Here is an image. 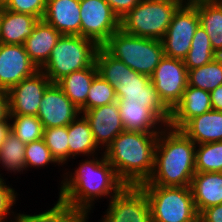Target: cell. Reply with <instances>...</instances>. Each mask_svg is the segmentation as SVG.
Wrapping results in <instances>:
<instances>
[{
    "label": "cell",
    "mask_w": 222,
    "mask_h": 222,
    "mask_svg": "<svg viewBox=\"0 0 222 222\" xmlns=\"http://www.w3.org/2000/svg\"><path fill=\"white\" fill-rule=\"evenodd\" d=\"M65 176L61 182L59 198L87 213L92 210L96 198L109 195L112 198L126 186L105 155L100 159H85L74 173Z\"/></svg>",
    "instance_id": "obj_1"
},
{
    "label": "cell",
    "mask_w": 222,
    "mask_h": 222,
    "mask_svg": "<svg viewBox=\"0 0 222 222\" xmlns=\"http://www.w3.org/2000/svg\"><path fill=\"white\" fill-rule=\"evenodd\" d=\"M167 127L159 133L154 171L148 182L165 187L190 186L195 174L196 144L181 129Z\"/></svg>",
    "instance_id": "obj_2"
},
{
    "label": "cell",
    "mask_w": 222,
    "mask_h": 222,
    "mask_svg": "<svg viewBox=\"0 0 222 222\" xmlns=\"http://www.w3.org/2000/svg\"><path fill=\"white\" fill-rule=\"evenodd\" d=\"M158 136L123 131L105 149V158L126 185L139 186L152 176Z\"/></svg>",
    "instance_id": "obj_3"
},
{
    "label": "cell",
    "mask_w": 222,
    "mask_h": 222,
    "mask_svg": "<svg viewBox=\"0 0 222 222\" xmlns=\"http://www.w3.org/2000/svg\"><path fill=\"white\" fill-rule=\"evenodd\" d=\"M101 47L132 70L149 77L164 57L161 40L131 35L121 28Z\"/></svg>",
    "instance_id": "obj_4"
},
{
    "label": "cell",
    "mask_w": 222,
    "mask_h": 222,
    "mask_svg": "<svg viewBox=\"0 0 222 222\" xmlns=\"http://www.w3.org/2000/svg\"><path fill=\"white\" fill-rule=\"evenodd\" d=\"M98 48L94 41L81 35H61L40 70L51 83H57L72 72L91 67Z\"/></svg>",
    "instance_id": "obj_5"
},
{
    "label": "cell",
    "mask_w": 222,
    "mask_h": 222,
    "mask_svg": "<svg viewBox=\"0 0 222 222\" xmlns=\"http://www.w3.org/2000/svg\"><path fill=\"white\" fill-rule=\"evenodd\" d=\"M187 0H141L120 19V28L131 35L161 40L173 15Z\"/></svg>",
    "instance_id": "obj_6"
},
{
    "label": "cell",
    "mask_w": 222,
    "mask_h": 222,
    "mask_svg": "<svg viewBox=\"0 0 222 222\" xmlns=\"http://www.w3.org/2000/svg\"><path fill=\"white\" fill-rule=\"evenodd\" d=\"M147 195L152 222H198L190 186L139 185Z\"/></svg>",
    "instance_id": "obj_7"
},
{
    "label": "cell",
    "mask_w": 222,
    "mask_h": 222,
    "mask_svg": "<svg viewBox=\"0 0 222 222\" xmlns=\"http://www.w3.org/2000/svg\"><path fill=\"white\" fill-rule=\"evenodd\" d=\"M199 25L196 7L190 1L184 2L173 15L161 39L164 56L183 60L191 48L194 33Z\"/></svg>",
    "instance_id": "obj_8"
},
{
    "label": "cell",
    "mask_w": 222,
    "mask_h": 222,
    "mask_svg": "<svg viewBox=\"0 0 222 222\" xmlns=\"http://www.w3.org/2000/svg\"><path fill=\"white\" fill-rule=\"evenodd\" d=\"M117 100L128 103L145 104L167 126L171 118V110L160 99L151 77L140 74L126 65V77L121 84L114 87Z\"/></svg>",
    "instance_id": "obj_9"
},
{
    "label": "cell",
    "mask_w": 222,
    "mask_h": 222,
    "mask_svg": "<svg viewBox=\"0 0 222 222\" xmlns=\"http://www.w3.org/2000/svg\"><path fill=\"white\" fill-rule=\"evenodd\" d=\"M80 35L101 47L120 29V19L105 0H80Z\"/></svg>",
    "instance_id": "obj_10"
},
{
    "label": "cell",
    "mask_w": 222,
    "mask_h": 222,
    "mask_svg": "<svg viewBox=\"0 0 222 222\" xmlns=\"http://www.w3.org/2000/svg\"><path fill=\"white\" fill-rule=\"evenodd\" d=\"M110 200L101 222H152L149 201L140 186L126 185Z\"/></svg>",
    "instance_id": "obj_11"
},
{
    "label": "cell",
    "mask_w": 222,
    "mask_h": 222,
    "mask_svg": "<svg viewBox=\"0 0 222 222\" xmlns=\"http://www.w3.org/2000/svg\"><path fill=\"white\" fill-rule=\"evenodd\" d=\"M188 70L182 59L164 56L151 76V82L163 101L172 110L181 100L188 85Z\"/></svg>",
    "instance_id": "obj_12"
},
{
    "label": "cell",
    "mask_w": 222,
    "mask_h": 222,
    "mask_svg": "<svg viewBox=\"0 0 222 222\" xmlns=\"http://www.w3.org/2000/svg\"><path fill=\"white\" fill-rule=\"evenodd\" d=\"M51 84L41 70L16 84L8 91L9 114L37 116L43 95Z\"/></svg>",
    "instance_id": "obj_13"
},
{
    "label": "cell",
    "mask_w": 222,
    "mask_h": 222,
    "mask_svg": "<svg viewBox=\"0 0 222 222\" xmlns=\"http://www.w3.org/2000/svg\"><path fill=\"white\" fill-rule=\"evenodd\" d=\"M39 69L30 60L24 45L0 43V90L9 91Z\"/></svg>",
    "instance_id": "obj_14"
},
{
    "label": "cell",
    "mask_w": 222,
    "mask_h": 222,
    "mask_svg": "<svg viewBox=\"0 0 222 222\" xmlns=\"http://www.w3.org/2000/svg\"><path fill=\"white\" fill-rule=\"evenodd\" d=\"M81 114L62 89L52 83L45 91L38 109L43 128L68 126Z\"/></svg>",
    "instance_id": "obj_15"
},
{
    "label": "cell",
    "mask_w": 222,
    "mask_h": 222,
    "mask_svg": "<svg viewBox=\"0 0 222 222\" xmlns=\"http://www.w3.org/2000/svg\"><path fill=\"white\" fill-rule=\"evenodd\" d=\"M81 114L88 121L98 148L103 145L106 149L121 132L125 131L118 101L81 112Z\"/></svg>",
    "instance_id": "obj_16"
},
{
    "label": "cell",
    "mask_w": 222,
    "mask_h": 222,
    "mask_svg": "<svg viewBox=\"0 0 222 222\" xmlns=\"http://www.w3.org/2000/svg\"><path fill=\"white\" fill-rule=\"evenodd\" d=\"M42 19L61 35H80V0H47Z\"/></svg>",
    "instance_id": "obj_17"
},
{
    "label": "cell",
    "mask_w": 222,
    "mask_h": 222,
    "mask_svg": "<svg viewBox=\"0 0 222 222\" xmlns=\"http://www.w3.org/2000/svg\"><path fill=\"white\" fill-rule=\"evenodd\" d=\"M211 109L210 92L187 85L181 100L171 110L167 126L181 129L190 119Z\"/></svg>",
    "instance_id": "obj_18"
},
{
    "label": "cell",
    "mask_w": 222,
    "mask_h": 222,
    "mask_svg": "<svg viewBox=\"0 0 222 222\" xmlns=\"http://www.w3.org/2000/svg\"><path fill=\"white\" fill-rule=\"evenodd\" d=\"M61 34L45 20L40 19L24 42L30 60L40 70L48 61L53 47Z\"/></svg>",
    "instance_id": "obj_19"
},
{
    "label": "cell",
    "mask_w": 222,
    "mask_h": 222,
    "mask_svg": "<svg viewBox=\"0 0 222 222\" xmlns=\"http://www.w3.org/2000/svg\"><path fill=\"white\" fill-rule=\"evenodd\" d=\"M190 188L198 215L209 207L222 204L220 172H195Z\"/></svg>",
    "instance_id": "obj_20"
},
{
    "label": "cell",
    "mask_w": 222,
    "mask_h": 222,
    "mask_svg": "<svg viewBox=\"0 0 222 222\" xmlns=\"http://www.w3.org/2000/svg\"><path fill=\"white\" fill-rule=\"evenodd\" d=\"M38 21L30 14L0 7V43L23 45Z\"/></svg>",
    "instance_id": "obj_21"
},
{
    "label": "cell",
    "mask_w": 222,
    "mask_h": 222,
    "mask_svg": "<svg viewBox=\"0 0 222 222\" xmlns=\"http://www.w3.org/2000/svg\"><path fill=\"white\" fill-rule=\"evenodd\" d=\"M117 101L125 131L160 133L159 129L162 126L167 127L145 104L128 103L126 100Z\"/></svg>",
    "instance_id": "obj_22"
},
{
    "label": "cell",
    "mask_w": 222,
    "mask_h": 222,
    "mask_svg": "<svg viewBox=\"0 0 222 222\" xmlns=\"http://www.w3.org/2000/svg\"><path fill=\"white\" fill-rule=\"evenodd\" d=\"M181 130L197 145L222 141V111L211 109L195 116Z\"/></svg>",
    "instance_id": "obj_23"
},
{
    "label": "cell",
    "mask_w": 222,
    "mask_h": 222,
    "mask_svg": "<svg viewBox=\"0 0 222 222\" xmlns=\"http://www.w3.org/2000/svg\"><path fill=\"white\" fill-rule=\"evenodd\" d=\"M97 74L98 69L96 63H94L91 67L64 76L56 84L72 103L80 109V112H85L89 89Z\"/></svg>",
    "instance_id": "obj_24"
},
{
    "label": "cell",
    "mask_w": 222,
    "mask_h": 222,
    "mask_svg": "<svg viewBox=\"0 0 222 222\" xmlns=\"http://www.w3.org/2000/svg\"><path fill=\"white\" fill-rule=\"evenodd\" d=\"M197 9L200 25L210 38L211 46L222 56V10L213 0H191Z\"/></svg>",
    "instance_id": "obj_25"
},
{
    "label": "cell",
    "mask_w": 222,
    "mask_h": 222,
    "mask_svg": "<svg viewBox=\"0 0 222 222\" xmlns=\"http://www.w3.org/2000/svg\"><path fill=\"white\" fill-rule=\"evenodd\" d=\"M88 217L85 210L75 208L59 198L54 207L46 212L36 215L18 213L12 222H86Z\"/></svg>",
    "instance_id": "obj_26"
},
{
    "label": "cell",
    "mask_w": 222,
    "mask_h": 222,
    "mask_svg": "<svg viewBox=\"0 0 222 222\" xmlns=\"http://www.w3.org/2000/svg\"><path fill=\"white\" fill-rule=\"evenodd\" d=\"M68 146L69 157L84 154L86 156H94L98 146L96 145L91 127L86 118L78 116L68 125Z\"/></svg>",
    "instance_id": "obj_27"
},
{
    "label": "cell",
    "mask_w": 222,
    "mask_h": 222,
    "mask_svg": "<svg viewBox=\"0 0 222 222\" xmlns=\"http://www.w3.org/2000/svg\"><path fill=\"white\" fill-rule=\"evenodd\" d=\"M188 85L206 91H212L222 84V56L213 61L188 70Z\"/></svg>",
    "instance_id": "obj_28"
},
{
    "label": "cell",
    "mask_w": 222,
    "mask_h": 222,
    "mask_svg": "<svg viewBox=\"0 0 222 222\" xmlns=\"http://www.w3.org/2000/svg\"><path fill=\"white\" fill-rule=\"evenodd\" d=\"M25 147L26 144L10 132L0 145V163L2 167L14 173L26 170Z\"/></svg>",
    "instance_id": "obj_29"
},
{
    "label": "cell",
    "mask_w": 222,
    "mask_h": 222,
    "mask_svg": "<svg viewBox=\"0 0 222 222\" xmlns=\"http://www.w3.org/2000/svg\"><path fill=\"white\" fill-rule=\"evenodd\" d=\"M10 132L17 136L24 144L43 139L44 128L38 116L9 114Z\"/></svg>",
    "instance_id": "obj_30"
},
{
    "label": "cell",
    "mask_w": 222,
    "mask_h": 222,
    "mask_svg": "<svg viewBox=\"0 0 222 222\" xmlns=\"http://www.w3.org/2000/svg\"><path fill=\"white\" fill-rule=\"evenodd\" d=\"M221 169L222 141L196 145L195 172H220Z\"/></svg>",
    "instance_id": "obj_31"
},
{
    "label": "cell",
    "mask_w": 222,
    "mask_h": 222,
    "mask_svg": "<svg viewBox=\"0 0 222 222\" xmlns=\"http://www.w3.org/2000/svg\"><path fill=\"white\" fill-rule=\"evenodd\" d=\"M95 63L98 74L111 86L121 84L126 77V64L109 55L102 47L96 52Z\"/></svg>",
    "instance_id": "obj_32"
},
{
    "label": "cell",
    "mask_w": 222,
    "mask_h": 222,
    "mask_svg": "<svg viewBox=\"0 0 222 222\" xmlns=\"http://www.w3.org/2000/svg\"><path fill=\"white\" fill-rule=\"evenodd\" d=\"M43 140L58 164H65L69 159L68 126L44 128Z\"/></svg>",
    "instance_id": "obj_33"
},
{
    "label": "cell",
    "mask_w": 222,
    "mask_h": 222,
    "mask_svg": "<svg viewBox=\"0 0 222 222\" xmlns=\"http://www.w3.org/2000/svg\"><path fill=\"white\" fill-rule=\"evenodd\" d=\"M116 101L114 86H111L101 75L97 74L91 83L86 99V111Z\"/></svg>",
    "instance_id": "obj_34"
},
{
    "label": "cell",
    "mask_w": 222,
    "mask_h": 222,
    "mask_svg": "<svg viewBox=\"0 0 222 222\" xmlns=\"http://www.w3.org/2000/svg\"><path fill=\"white\" fill-rule=\"evenodd\" d=\"M58 163L43 139L26 144L25 164L28 167H44L49 163Z\"/></svg>",
    "instance_id": "obj_35"
},
{
    "label": "cell",
    "mask_w": 222,
    "mask_h": 222,
    "mask_svg": "<svg viewBox=\"0 0 222 222\" xmlns=\"http://www.w3.org/2000/svg\"><path fill=\"white\" fill-rule=\"evenodd\" d=\"M47 0H9L3 8L18 13L30 14L39 20L43 18Z\"/></svg>",
    "instance_id": "obj_36"
},
{
    "label": "cell",
    "mask_w": 222,
    "mask_h": 222,
    "mask_svg": "<svg viewBox=\"0 0 222 222\" xmlns=\"http://www.w3.org/2000/svg\"><path fill=\"white\" fill-rule=\"evenodd\" d=\"M216 57L218 55L213 49L190 48L183 61L187 70H191L213 61Z\"/></svg>",
    "instance_id": "obj_37"
},
{
    "label": "cell",
    "mask_w": 222,
    "mask_h": 222,
    "mask_svg": "<svg viewBox=\"0 0 222 222\" xmlns=\"http://www.w3.org/2000/svg\"><path fill=\"white\" fill-rule=\"evenodd\" d=\"M4 178H0V222H5L7 215H11L10 209L16 203V193L13 188L6 185ZM9 213V214H8Z\"/></svg>",
    "instance_id": "obj_38"
},
{
    "label": "cell",
    "mask_w": 222,
    "mask_h": 222,
    "mask_svg": "<svg viewBox=\"0 0 222 222\" xmlns=\"http://www.w3.org/2000/svg\"><path fill=\"white\" fill-rule=\"evenodd\" d=\"M113 12L121 19L131 11L141 0H105Z\"/></svg>",
    "instance_id": "obj_39"
},
{
    "label": "cell",
    "mask_w": 222,
    "mask_h": 222,
    "mask_svg": "<svg viewBox=\"0 0 222 222\" xmlns=\"http://www.w3.org/2000/svg\"><path fill=\"white\" fill-rule=\"evenodd\" d=\"M199 222H222V204L204 209L198 215Z\"/></svg>",
    "instance_id": "obj_40"
},
{
    "label": "cell",
    "mask_w": 222,
    "mask_h": 222,
    "mask_svg": "<svg viewBox=\"0 0 222 222\" xmlns=\"http://www.w3.org/2000/svg\"><path fill=\"white\" fill-rule=\"evenodd\" d=\"M191 48L213 49L210 38L201 25L198 26L194 33Z\"/></svg>",
    "instance_id": "obj_41"
},
{
    "label": "cell",
    "mask_w": 222,
    "mask_h": 222,
    "mask_svg": "<svg viewBox=\"0 0 222 222\" xmlns=\"http://www.w3.org/2000/svg\"><path fill=\"white\" fill-rule=\"evenodd\" d=\"M8 120H10L8 91L0 90V122Z\"/></svg>",
    "instance_id": "obj_42"
},
{
    "label": "cell",
    "mask_w": 222,
    "mask_h": 222,
    "mask_svg": "<svg viewBox=\"0 0 222 222\" xmlns=\"http://www.w3.org/2000/svg\"><path fill=\"white\" fill-rule=\"evenodd\" d=\"M210 99L212 109L222 111V84L210 91Z\"/></svg>",
    "instance_id": "obj_43"
},
{
    "label": "cell",
    "mask_w": 222,
    "mask_h": 222,
    "mask_svg": "<svg viewBox=\"0 0 222 222\" xmlns=\"http://www.w3.org/2000/svg\"><path fill=\"white\" fill-rule=\"evenodd\" d=\"M8 122H10V120L0 122V145L3 143L7 135L10 133V123Z\"/></svg>",
    "instance_id": "obj_44"
},
{
    "label": "cell",
    "mask_w": 222,
    "mask_h": 222,
    "mask_svg": "<svg viewBox=\"0 0 222 222\" xmlns=\"http://www.w3.org/2000/svg\"><path fill=\"white\" fill-rule=\"evenodd\" d=\"M222 10V0H213Z\"/></svg>",
    "instance_id": "obj_45"
},
{
    "label": "cell",
    "mask_w": 222,
    "mask_h": 222,
    "mask_svg": "<svg viewBox=\"0 0 222 222\" xmlns=\"http://www.w3.org/2000/svg\"><path fill=\"white\" fill-rule=\"evenodd\" d=\"M9 0H0V7H3Z\"/></svg>",
    "instance_id": "obj_46"
}]
</instances>
